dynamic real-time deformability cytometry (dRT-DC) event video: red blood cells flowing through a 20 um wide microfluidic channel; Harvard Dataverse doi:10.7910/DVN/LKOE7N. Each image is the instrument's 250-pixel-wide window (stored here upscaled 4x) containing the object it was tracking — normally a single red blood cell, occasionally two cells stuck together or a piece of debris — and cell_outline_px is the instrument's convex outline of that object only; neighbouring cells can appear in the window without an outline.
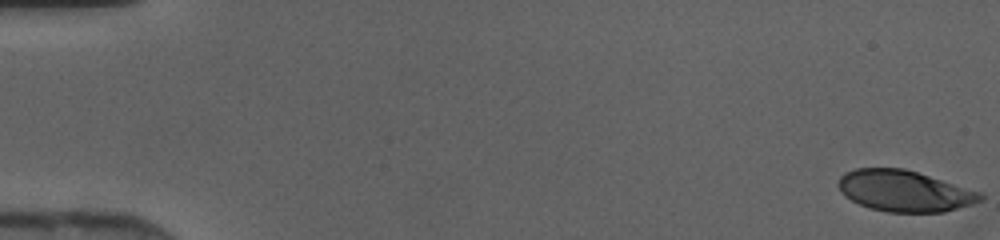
{"species": "human", "species_latin": "Homo sapiens", "temperature_condition": "cold", "stored_images_in_passage": 15, "camera_frame_rate_fps": 3000, "um_per_image_px": 0.085, "donor": {"sex": "female"}, "frame": {"image": 1, "passage_image": 1, "time_ms": 0.0, "image_size_px": [1000, 240], "cell_outline_px": [[984, 196], [980, 200], [972, 204], [944, 212], [888, 212], [868, 208], [844, 196], [840, 192], [836, 184], [840, 176], [844, 172], [856, 168], [904, 168], [980, 192]], "centroid_in_image_um": [76.81, 16.23], "position_along_channel_um": 8.2, "area_um2": 33.99}}
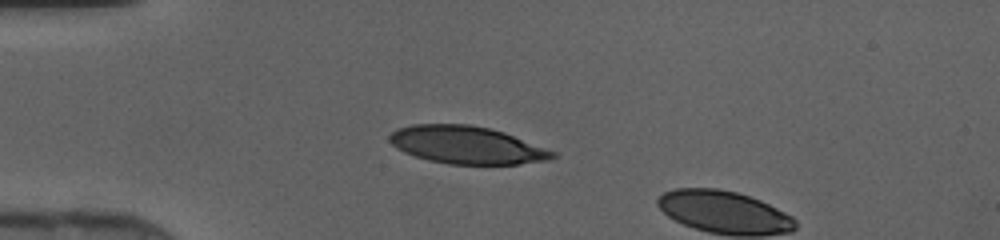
{"frame": {"image": 2, "passage_image": 13, "time_ms": 4.0, "image_size_px": [1000, 240], "cell_outline_px": [[556, 156], [548, 160], [520, 164], [448, 164], [428, 160], [404, 152], [396, 148], [388, 140], [388, 136], [396, 128], [412, 124], [468, 124], [488, 128], [504, 132], [556, 152]], "centroid_in_image_um": [39.64, 12.32], "position_along_channel_um": 45.4, "area_um2": 35.72}}